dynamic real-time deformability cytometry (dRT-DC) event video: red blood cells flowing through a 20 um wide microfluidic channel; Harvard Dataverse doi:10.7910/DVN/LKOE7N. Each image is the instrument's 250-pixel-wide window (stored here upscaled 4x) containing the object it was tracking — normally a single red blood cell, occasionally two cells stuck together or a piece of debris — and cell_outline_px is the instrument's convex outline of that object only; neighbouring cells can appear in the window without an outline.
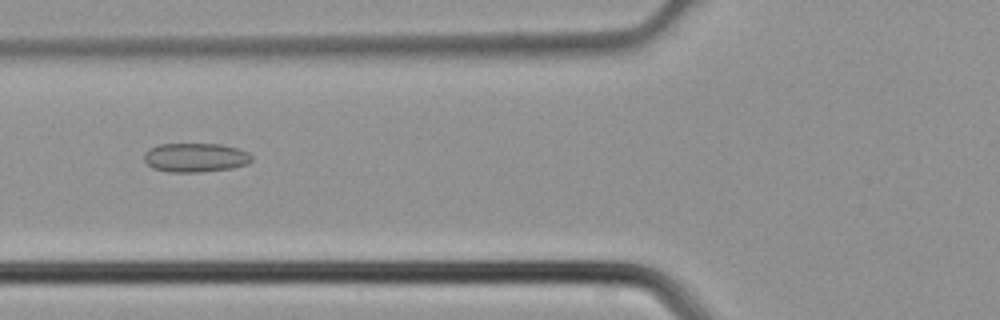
{"species": "common noctule bat (a hibernating species)", "species_latin": "Nyctalus noctula", "temperature_condition": "cold", "stored_images_in_passage": 2, "camera_frame_rate_fps": 3000, "um_per_image_px": 0.085, "animal": {"sex": "male", "body_mass_g": 21.5, "forearm_length_mm": 52.0}, "frame": {"image": 1, "passage_image": 2, "time_ms": 0.333, "image_size_px": [1000, 320], "cell_outline_px": [[252, 160], [248, 164], [232, 168], [196, 172], [168, 172], [152, 168], [144, 160], [144, 152], [148, 148], [160, 144], [220, 144], [236, 148], [248, 152], [252, 156]], "centroid_in_image_um": [16.59, 13.39], "position_along_channel_um": 109.2, "area_um2": 18.26}}